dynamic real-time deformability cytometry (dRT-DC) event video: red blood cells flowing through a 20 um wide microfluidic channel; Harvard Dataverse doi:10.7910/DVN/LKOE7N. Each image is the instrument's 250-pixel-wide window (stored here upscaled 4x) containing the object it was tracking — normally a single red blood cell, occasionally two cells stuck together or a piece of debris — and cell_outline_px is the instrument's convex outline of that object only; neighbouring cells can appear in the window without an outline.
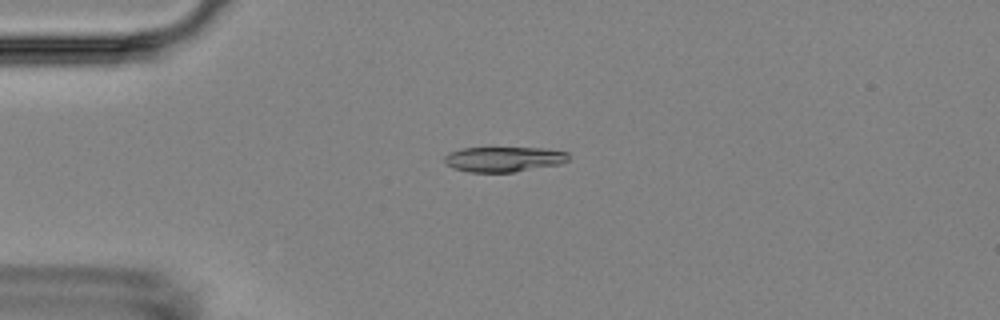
{"species": "Egyptian fruit bat (a non-hibernating species)", "species_latin": "Rousettus aegyptiacus", "temperature_condition": "room temperature", "stored_images_in_passage": 4, "camera_frame_rate_fps": 3000, "um_per_image_px": 0.085, "animal": {"sex": "female"}, "frame": {"image": 1, "passage_image": 4, "time_ms": 3.667, "image_size_px": [1000, 320], "cell_outline_px": [[568, 160], [560, 164], [512, 172], [468, 172], [452, 168], [444, 164], [444, 156], [448, 152], [460, 148], [544, 148], [568, 152]], "centroid_in_image_um": [42.76, 13.53], "position_along_channel_um": 42.2, "area_um2": 18.26}}